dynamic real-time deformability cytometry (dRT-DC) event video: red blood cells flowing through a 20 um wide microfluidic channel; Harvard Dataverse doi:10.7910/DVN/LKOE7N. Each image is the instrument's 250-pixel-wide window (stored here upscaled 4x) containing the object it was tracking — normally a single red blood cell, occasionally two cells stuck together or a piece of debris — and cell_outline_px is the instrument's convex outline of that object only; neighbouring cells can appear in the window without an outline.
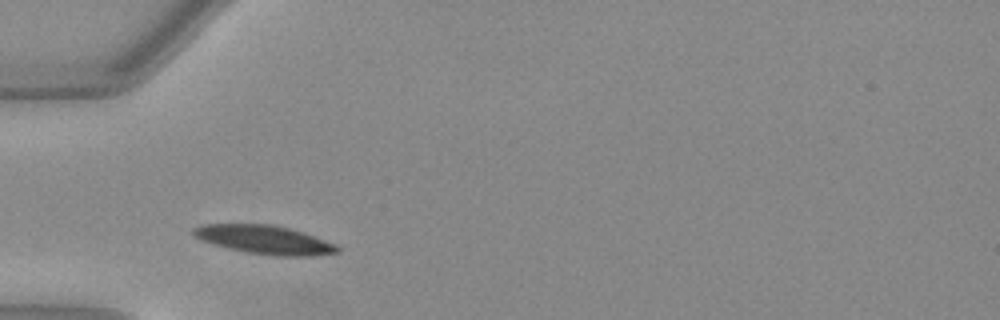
{"species": "Egyptian fruit bat (a non-hibernating species)", "species_latin": "Rousettus aegyptiacus", "temperature_condition": "warm", "stored_images_in_passage": 28, "camera_frame_rate_fps": 3000, "um_per_image_px": 0.085, "animal": {"sex": "female"}, "frame": {"image": 1, "passage_image": 1, "time_ms": 0.0, "image_size_px": [1000, 320], "cell_outline_px": [[340, 252], [312, 256], [272, 256], [244, 252], [212, 244], [200, 240], [192, 236], [192, 228], [204, 224], [268, 224], [288, 228], [304, 232], [324, 240], [340, 248]], "centroid_in_image_um": [22.43, 20.38], "position_along_channel_um": 62.6, "area_um2": 24.1}}
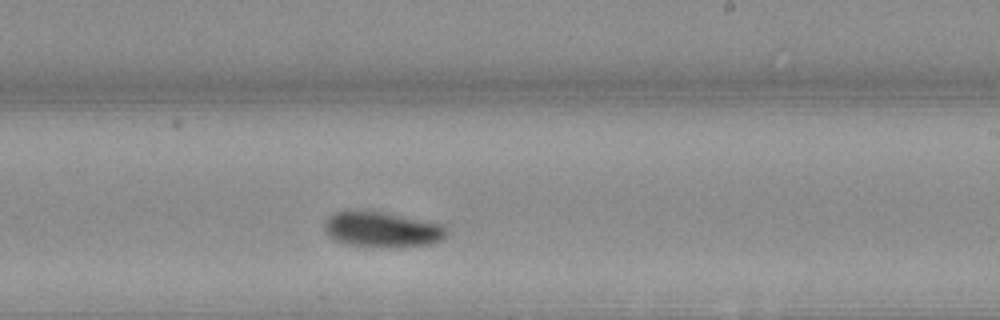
{"frame": {"image": 2, "passage_image": 16, "time_ms": 5.0, "image_size_px": [1000, 320], "cell_outline_px": [[448, 232], [440, 240], [432, 244], [396, 248], [380, 248], [344, 244], [332, 240], [328, 236], [324, 228], [324, 220], [328, 216], [336, 212], [348, 208], [380, 212], [444, 224], [448, 228]], "centroid_in_image_um": [32.42, 19.51], "position_along_channel_um": 256.6, "area_um2": 26.07}}
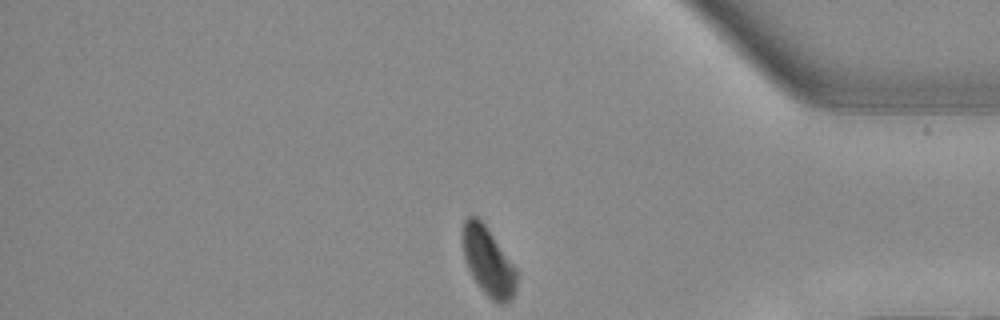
{"frame": {"image": 3, "passage_image": 28, "time_ms": 9.0, "image_size_px": [1000, 320], "cell_outline_px": [[516, 288], [512, 300], [504, 304], [500, 304], [492, 300], [480, 288], [472, 276], [468, 268], [464, 256], [464, 220], [468, 216], [476, 216], [484, 224], [516, 268]], "centroid_in_image_um": [41.52, 22.28], "position_along_channel_um": 393.7, "area_um2": 21.04}, "authors_computed_cell_mechanics": {"area_um2": 24.3049, "velocity_mm_per_s": 3.976, "shape_relaxation_time_tau1_ms": 3.2065, "shape_relaxation_time_tau2_ms": null, "deformation_change_tau1": 0.1331, "deformation_change_tau2": null}}